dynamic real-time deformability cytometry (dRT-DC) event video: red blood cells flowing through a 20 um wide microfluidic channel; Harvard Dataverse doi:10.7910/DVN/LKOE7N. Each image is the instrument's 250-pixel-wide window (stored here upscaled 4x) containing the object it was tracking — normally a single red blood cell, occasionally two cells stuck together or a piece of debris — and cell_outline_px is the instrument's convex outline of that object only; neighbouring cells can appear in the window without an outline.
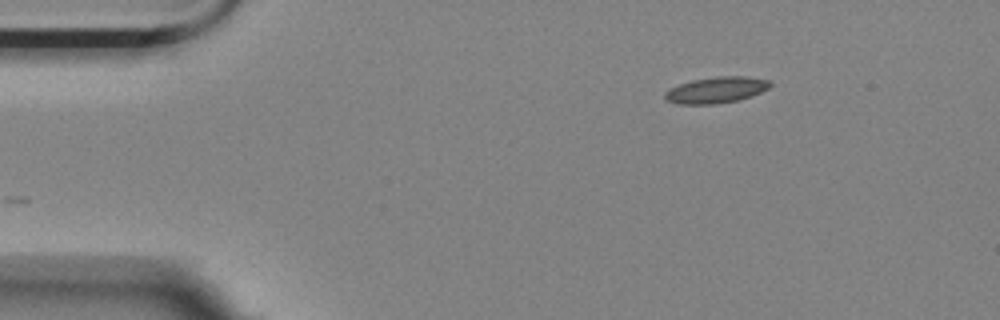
{"species": "Egyptian fruit bat (a non-hibernating species)", "species_latin": "Rousettus aegyptiacus", "temperature_condition": "room temperature", "stored_images_in_passage": 36, "camera_frame_rate_fps": 3000, "um_per_image_px": 0.085, "animal": {"sex": "female"}, "frame": {"image": 1, "passage_image": 1, "time_ms": 0.0, "image_size_px": [1000, 320], "cell_outline_px": [[772, 84], [768, 88], [752, 96], [740, 100], [716, 104], [676, 104], [664, 100], [664, 92], [680, 84], [692, 80], [716, 76], [748, 76], [772, 80]], "centroid_in_image_um": [60.9, 7.65], "position_along_channel_um": 24.1, "area_um2": 16.3}}
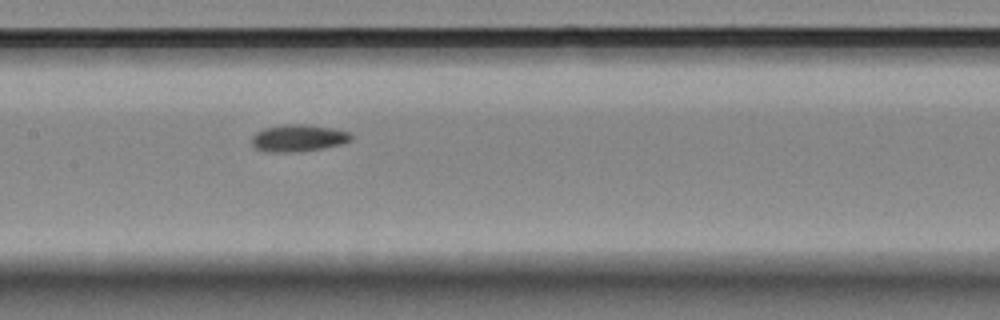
{"frame": {"image": 2, "passage_image": 20, "time_ms": 6.333, "image_size_px": [1000, 320], "cell_outline_px": [[352, 140], [340, 144], [320, 148], [288, 152], [268, 152], [256, 148], [252, 144], [252, 136], [256, 132], [264, 128], [284, 124], [304, 124], [332, 128], [352, 132]], "centroid_in_image_um": [25.35, 11.72], "position_along_channel_um": 182.0, "area_um2": 15.49}}
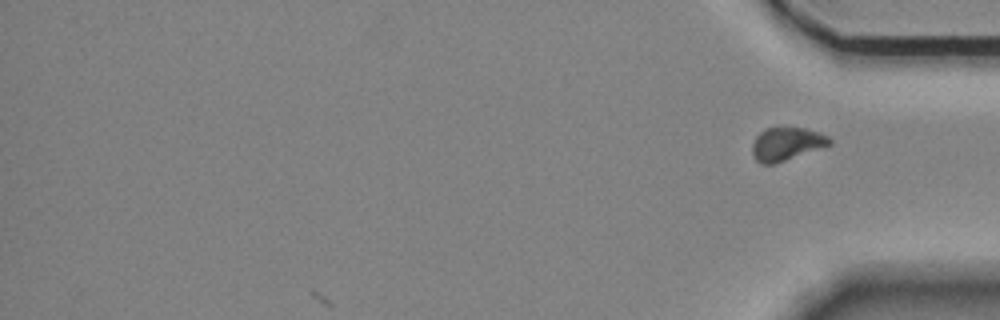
{"frame": {"image": 3, "passage_image": 36, "time_ms": 11.667, "image_size_px": [1000, 320], "cell_outline_px": [[832, 144], [772, 164], [760, 164], [756, 160], [752, 152], [752, 144], [756, 136], [764, 128], [804, 128], [828, 136], [832, 140]], "centroid_in_image_um": [66.82, 12.23], "position_along_channel_um": 368.4, "area_um2": 14.62}, "authors_computed_cell_mechanics": {"area_um2": 15.3459, "velocity_mm_per_s": 3.5131, "shape_relaxation_time_tau1_ms": null, "shape_relaxation_time_tau2_ms": 4.4458, "deformation_change_tau1": null, "deformation_change_tau2": 0.08}}